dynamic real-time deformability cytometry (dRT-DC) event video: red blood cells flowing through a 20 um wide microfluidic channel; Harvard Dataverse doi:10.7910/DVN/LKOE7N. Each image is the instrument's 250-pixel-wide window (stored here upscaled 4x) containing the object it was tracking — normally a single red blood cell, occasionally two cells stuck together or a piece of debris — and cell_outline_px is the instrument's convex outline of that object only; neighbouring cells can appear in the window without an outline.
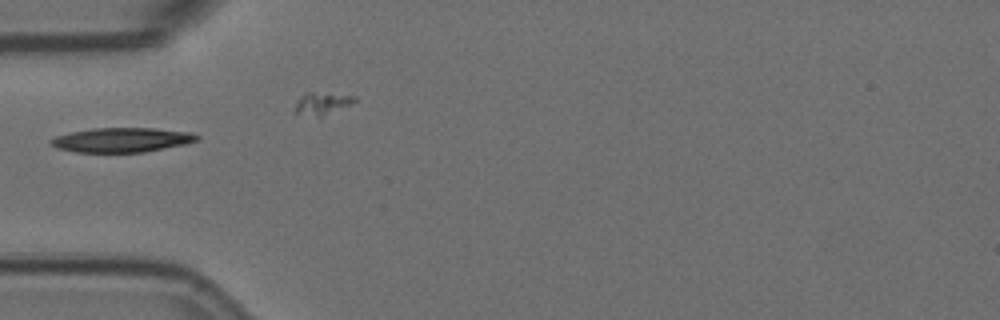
{"species": "Egyptian fruit bat (a non-hibernating species)", "species_latin": "Rousettus aegyptiacus", "temperature_condition": "room temperature", "stored_images_in_passage": 12, "camera_frame_rate_fps": 3000, "um_per_image_px": 0.085, "animal": {"sex": "female"}, "frame": {"image": 1, "passage_image": 1, "time_ms": 0.0, "image_size_px": [1000, 320], "cell_outline_px": [[200, 140], [188, 144], [144, 152], [76, 152], [56, 148], [48, 140], [56, 136], [72, 132], [92, 128], [156, 128], [192, 132], [200, 136]], "centroid_in_image_um": [10.42, 11.89], "position_along_channel_um": 74.6, "area_um2": 21.04}}
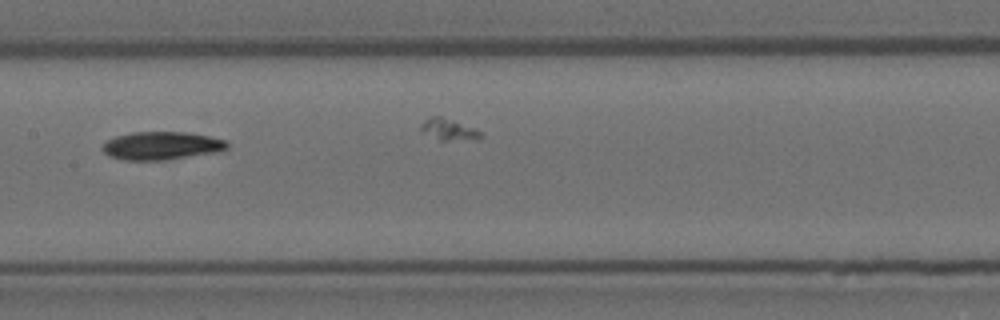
{"frame": {"image": 2, "passage_image": 4, "time_ms": 1.0, "image_size_px": [1000, 320], "cell_outline_px": [[228, 148], [220, 152], [160, 160], [124, 160], [112, 156], [104, 152], [104, 144], [108, 140], [116, 136], [132, 132], [184, 132], [208, 136], [224, 140], [228, 144]], "centroid_in_image_um": [13.76, 12.38], "position_along_channel_um": 193.6, "area_um2": 20.06}}
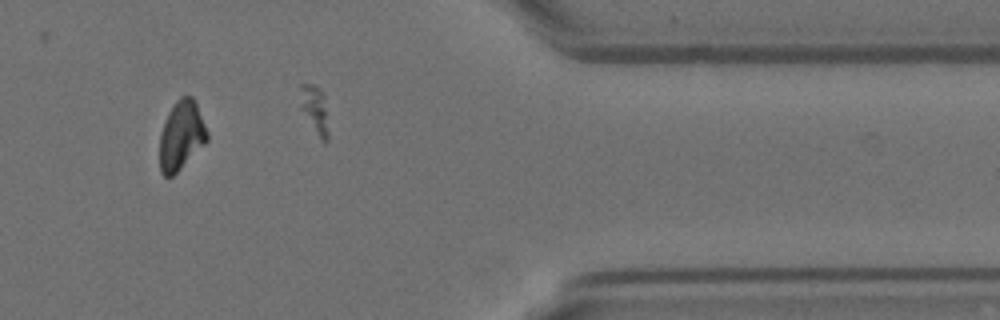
{"frame": {"image": 3, "passage_image": 9, "time_ms": 2.667, "image_size_px": [1000, 320], "cell_outline_px": [[208, 140], [172, 176], [164, 176], [160, 172], [160, 136], [168, 112], [176, 100], [180, 96], [192, 96], [196, 100], [208, 132]], "centroid_in_image_um": [15.42, 11.47], "position_along_channel_um": 396.0, "area_um2": 18.96}}